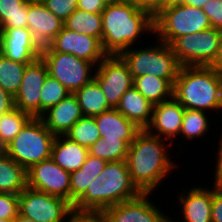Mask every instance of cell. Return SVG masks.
I'll return each instance as SVG.
<instances>
[{"mask_svg":"<svg viewBox=\"0 0 222 222\" xmlns=\"http://www.w3.org/2000/svg\"><path fill=\"white\" fill-rule=\"evenodd\" d=\"M41 51L28 28L0 29V53L5 57L31 64L41 58Z\"/></svg>","mask_w":222,"mask_h":222,"instance_id":"cell-17","label":"cell"},{"mask_svg":"<svg viewBox=\"0 0 222 222\" xmlns=\"http://www.w3.org/2000/svg\"><path fill=\"white\" fill-rule=\"evenodd\" d=\"M29 1H31V2H44L45 0H29Z\"/></svg>","mask_w":222,"mask_h":222,"instance_id":"cell-53","label":"cell"},{"mask_svg":"<svg viewBox=\"0 0 222 222\" xmlns=\"http://www.w3.org/2000/svg\"><path fill=\"white\" fill-rule=\"evenodd\" d=\"M101 15V43L107 55H120L133 45L143 44L140 40L147 34L154 37V15L139 5L116 2L105 6Z\"/></svg>","mask_w":222,"mask_h":222,"instance_id":"cell-2","label":"cell"},{"mask_svg":"<svg viewBox=\"0 0 222 222\" xmlns=\"http://www.w3.org/2000/svg\"><path fill=\"white\" fill-rule=\"evenodd\" d=\"M42 3L63 22L77 9V0H45Z\"/></svg>","mask_w":222,"mask_h":222,"instance_id":"cell-36","label":"cell"},{"mask_svg":"<svg viewBox=\"0 0 222 222\" xmlns=\"http://www.w3.org/2000/svg\"><path fill=\"white\" fill-rule=\"evenodd\" d=\"M41 58L47 64L48 73L70 92L74 93L94 78L96 66L72 54L42 48Z\"/></svg>","mask_w":222,"mask_h":222,"instance_id":"cell-9","label":"cell"},{"mask_svg":"<svg viewBox=\"0 0 222 222\" xmlns=\"http://www.w3.org/2000/svg\"><path fill=\"white\" fill-rule=\"evenodd\" d=\"M212 67H215L220 73H222V35L219 42L216 62Z\"/></svg>","mask_w":222,"mask_h":222,"instance_id":"cell-45","label":"cell"},{"mask_svg":"<svg viewBox=\"0 0 222 222\" xmlns=\"http://www.w3.org/2000/svg\"><path fill=\"white\" fill-rule=\"evenodd\" d=\"M102 15L76 9L64 22V27L74 32L102 41Z\"/></svg>","mask_w":222,"mask_h":222,"instance_id":"cell-29","label":"cell"},{"mask_svg":"<svg viewBox=\"0 0 222 222\" xmlns=\"http://www.w3.org/2000/svg\"><path fill=\"white\" fill-rule=\"evenodd\" d=\"M202 10L207 15L211 27L222 30V0H208Z\"/></svg>","mask_w":222,"mask_h":222,"instance_id":"cell-38","label":"cell"},{"mask_svg":"<svg viewBox=\"0 0 222 222\" xmlns=\"http://www.w3.org/2000/svg\"><path fill=\"white\" fill-rule=\"evenodd\" d=\"M70 140L89 148L101 136L95 122V117L83 116L65 134Z\"/></svg>","mask_w":222,"mask_h":222,"instance_id":"cell-34","label":"cell"},{"mask_svg":"<svg viewBox=\"0 0 222 222\" xmlns=\"http://www.w3.org/2000/svg\"><path fill=\"white\" fill-rule=\"evenodd\" d=\"M211 28L202 8L179 5L160 8L154 14V37L171 44L176 38Z\"/></svg>","mask_w":222,"mask_h":222,"instance_id":"cell-7","label":"cell"},{"mask_svg":"<svg viewBox=\"0 0 222 222\" xmlns=\"http://www.w3.org/2000/svg\"><path fill=\"white\" fill-rule=\"evenodd\" d=\"M14 107V97L0 87V116Z\"/></svg>","mask_w":222,"mask_h":222,"instance_id":"cell-43","label":"cell"},{"mask_svg":"<svg viewBox=\"0 0 222 222\" xmlns=\"http://www.w3.org/2000/svg\"><path fill=\"white\" fill-rule=\"evenodd\" d=\"M143 47L133 46L120 54L128 65L132 77L142 75L157 76L167 79L173 86L178 77L181 64L178 62L172 47L157 39ZM142 46V48L140 47Z\"/></svg>","mask_w":222,"mask_h":222,"instance_id":"cell-5","label":"cell"},{"mask_svg":"<svg viewBox=\"0 0 222 222\" xmlns=\"http://www.w3.org/2000/svg\"><path fill=\"white\" fill-rule=\"evenodd\" d=\"M133 86L152 104L156 105L173 97L174 86L157 76L134 77Z\"/></svg>","mask_w":222,"mask_h":222,"instance_id":"cell-28","label":"cell"},{"mask_svg":"<svg viewBox=\"0 0 222 222\" xmlns=\"http://www.w3.org/2000/svg\"><path fill=\"white\" fill-rule=\"evenodd\" d=\"M208 0H185L184 4L192 7L202 8Z\"/></svg>","mask_w":222,"mask_h":222,"instance_id":"cell-47","label":"cell"},{"mask_svg":"<svg viewBox=\"0 0 222 222\" xmlns=\"http://www.w3.org/2000/svg\"><path fill=\"white\" fill-rule=\"evenodd\" d=\"M185 0H164L161 8H170L173 6L184 5Z\"/></svg>","mask_w":222,"mask_h":222,"instance_id":"cell-46","label":"cell"},{"mask_svg":"<svg viewBox=\"0 0 222 222\" xmlns=\"http://www.w3.org/2000/svg\"><path fill=\"white\" fill-rule=\"evenodd\" d=\"M94 117L103 140H124L130 145L134 141L136 134L141 130L116 108L104 111Z\"/></svg>","mask_w":222,"mask_h":222,"instance_id":"cell-21","label":"cell"},{"mask_svg":"<svg viewBox=\"0 0 222 222\" xmlns=\"http://www.w3.org/2000/svg\"><path fill=\"white\" fill-rule=\"evenodd\" d=\"M48 47L54 52L72 54L79 59L93 63L96 67L107 56L99 39L74 32L65 27Z\"/></svg>","mask_w":222,"mask_h":222,"instance_id":"cell-15","label":"cell"},{"mask_svg":"<svg viewBox=\"0 0 222 222\" xmlns=\"http://www.w3.org/2000/svg\"><path fill=\"white\" fill-rule=\"evenodd\" d=\"M68 222H109L103 211H81L73 209Z\"/></svg>","mask_w":222,"mask_h":222,"instance_id":"cell-39","label":"cell"},{"mask_svg":"<svg viewBox=\"0 0 222 222\" xmlns=\"http://www.w3.org/2000/svg\"><path fill=\"white\" fill-rule=\"evenodd\" d=\"M116 2L131 3V4H136L140 6V0H116Z\"/></svg>","mask_w":222,"mask_h":222,"instance_id":"cell-50","label":"cell"},{"mask_svg":"<svg viewBox=\"0 0 222 222\" xmlns=\"http://www.w3.org/2000/svg\"><path fill=\"white\" fill-rule=\"evenodd\" d=\"M27 187V170L7 154L0 156V192L19 195Z\"/></svg>","mask_w":222,"mask_h":222,"instance_id":"cell-26","label":"cell"},{"mask_svg":"<svg viewBox=\"0 0 222 222\" xmlns=\"http://www.w3.org/2000/svg\"><path fill=\"white\" fill-rule=\"evenodd\" d=\"M55 137L40 117H32L7 145V155L28 170L51 158Z\"/></svg>","mask_w":222,"mask_h":222,"instance_id":"cell-6","label":"cell"},{"mask_svg":"<svg viewBox=\"0 0 222 222\" xmlns=\"http://www.w3.org/2000/svg\"><path fill=\"white\" fill-rule=\"evenodd\" d=\"M27 186L70 202V173L52 158L43 160L27 170Z\"/></svg>","mask_w":222,"mask_h":222,"instance_id":"cell-13","label":"cell"},{"mask_svg":"<svg viewBox=\"0 0 222 222\" xmlns=\"http://www.w3.org/2000/svg\"><path fill=\"white\" fill-rule=\"evenodd\" d=\"M88 154L87 147L79 145L65 135L56 136L52 144L51 158L69 173L78 170Z\"/></svg>","mask_w":222,"mask_h":222,"instance_id":"cell-23","label":"cell"},{"mask_svg":"<svg viewBox=\"0 0 222 222\" xmlns=\"http://www.w3.org/2000/svg\"><path fill=\"white\" fill-rule=\"evenodd\" d=\"M49 75L47 64L42 58L26 67L20 88L14 96L15 107L32 117L41 116V91Z\"/></svg>","mask_w":222,"mask_h":222,"instance_id":"cell-14","label":"cell"},{"mask_svg":"<svg viewBox=\"0 0 222 222\" xmlns=\"http://www.w3.org/2000/svg\"><path fill=\"white\" fill-rule=\"evenodd\" d=\"M27 16V28L41 48L48 46L64 27V22L41 2L28 0Z\"/></svg>","mask_w":222,"mask_h":222,"instance_id":"cell-19","label":"cell"},{"mask_svg":"<svg viewBox=\"0 0 222 222\" xmlns=\"http://www.w3.org/2000/svg\"><path fill=\"white\" fill-rule=\"evenodd\" d=\"M209 114L210 113H207L204 111L190 110V109L185 108L180 134H179V137H177L176 139V141L177 140L180 141L183 138L182 140L183 142L180 141L179 143L176 144V141H175L174 145H178L179 148H181L183 143L185 144L186 142L190 143L193 140L197 142V138L198 139L201 138L202 140H204L205 138L206 140L207 137L205 136H207V134L210 133L209 130L213 132L212 129L214 125L211 126V123L215 120L213 119L215 117H212L213 115L210 116ZM178 138H181V139H178Z\"/></svg>","mask_w":222,"mask_h":222,"instance_id":"cell-25","label":"cell"},{"mask_svg":"<svg viewBox=\"0 0 222 222\" xmlns=\"http://www.w3.org/2000/svg\"><path fill=\"white\" fill-rule=\"evenodd\" d=\"M14 222H36L33 219L24 217L18 213L17 217L14 219Z\"/></svg>","mask_w":222,"mask_h":222,"instance_id":"cell-48","label":"cell"},{"mask_svg":"<svg viewBox=\"0 0 222 222\" xmlns=\"http://www.w3.org/2000/svg\"><path fill=\"white\" fill-rule=\"evenodd\" d=\"M212 222H222V189L212 186V206H211Z\"/></svg>","mask_w":222,"mask_h":222,"instance_id":"cell-41","label":"cell"},{"mask_svg":"<svg viewBox=\"0 0 222 222\" xmlns=\"http://www.w3.org/2000/svg\"><path fill=\"white\" fill-rule=\"evenodd\" d=\"M171 146L169 141L145 129L140 130L129 145L126 158L128 170L132 182L142 193L162 191L159 187L165 186V179H170V174L178 167L182 169L176 160H172L175 155L170 154V150L176 151Z\"/></svg>","mask_w":222,"mask_h":222,"instance_id":"cell-1","label":"cell"},{"mask_svg":"<svg viewBox=\"0 0 222 222\" xmlns=\"http://www.w3.org/2000/svg\"><path fill=\"white\" fill-rule=\"evenodd\" d=\"M94 79L112 108L118 106L121 96L134 84L128 65L120 55H107L96 67Z\"/></svg>","mask_w":222,"mask_h":222,"instance_id":"cell-11","label":"cell"},{"mask_svg":"<svg viewBox=\"0 0 222 222\" xmlns=\"http://www.w3.org/2000/svg\"><path fill=\"white\" fill-rule=\"evenodd\" d=\"M163 2L164 0H140V7L154 15L163 6Z\"/></svg>","mask_w":222,"mask_h":222,"instance_id":"cell-44","label":"cell"},{"mask_svg":"<svg viewBox=\"0 0 222 222\" xmlns=\"http://www.w3.org/2000/svg\"><path fill=\"white\" fill-rule=\"evenodd\" d=\"M0 222H14V219H0Z\"/></svg>","mask_w":222,"mask_h":222,"instance_id":"cell-52","label":"cell"},{"mask_svg":"<svg viewBox=\"0 0 222 222\" xmlns=\"http://www.w3.org/2000/svg\"><path fill=\"white\" fill-rule=\"evenodd\" d=\"M73 94L78 100L83 116L94 117L112 109L101 87L94 78Z\"/></svg>","mask_w":222,"mask_h":222,"instance_id":"cell-27","label":"cell"},{"mask_svg":"<svg viewBox=\"0 0 222 222\" xmlns=\"http://www.w3.org/2000/svg\"><path fill=\"white\" fill-rule=\"evenodd\" d=\"M206 185V186H205ZM204 186H190L189 189L182 188L178 191V195H175L177 202L176 207L180 208L177 215L180 217L171 216V222H212L211 220V206H212V186L205 184ZM209 188H208V187ZM211 186V187H210ZM187 190V191H186ZM183 191V192H182ZM179 198V199H178ZM181 209V210H180ZM182 214V215H181ZM176 219V218H181Z\"/></svg>","mask_w":222,"mask_h":222,"instance_id":"cell-16","label":"cell"},{"mask_svg":"<svg viewBox=\"0 0 222 222\" xmlns=\"http://www.w3.org/2000/svg\"><path fill=\"white\" fill-rule=\"evenodd\" d=\"M82 117L81 107L73 93L40 116L46 128L55 136L65 135Z\"/></svg>","mask_w":222,"mask_h":222,"instance_id":"cell-20","label":"cell"},{"mask_svg":"<svg viewBox=\"0 0 222 222\" xmlns=\"http://www.w3.org/2000/svg\"><path fill=\"white\" fill-rule=\"evenodd\" d=\"M69 94L62 83L48 75L41 91V115Z\"/></svg>","mask_w":222,"mask_h":222,"instance_id":"cell-35","label":"cell"},{"mask_svg":"<svg viewBox=\"0 0 222 222\" xmlns=\"http://www.w3.org/2000/svg\"><path fill=\"white\" fill-rule=\"evenodd\" d=\"M19 196L0 192V219H15L19 213Z\"/></svg>","mask_w":222,"mask_h":222,"instance_id":"cell-37","label":"cell"},{"mask_svg":"<svg viewBox=\"0 0 222 222\" xmlns=\"http://www.w3.org/2000/svg\"><path fill=\"white\" fill-rule=\"evenodd\" d=\"M141 194L132 182L126 160L108 162L89 184L86 192L73 204V209L104 211L120 202L136 199Z\"/></svg>","mask_w":222,"mask_h":222,"instance_id":"cell-4","label":"cell"},{"mask_svg":"<svg viewBox=\"0 0 222 222\" xmlns=\"http://www.w3.org/2000/svg\"><path fill=\"white\" fill-rule=\"evenodd\" d=\"M129 145L124 140H103L100 137L88 148L91 156L104 159L107 162L125 161Z\"/></svg>","mask_w":222,"mask_h":222,"instance_id":"cell-32","label":"cell"},{"mask_svg":"<svg viewBox=\"0 0 222 222\" xmlns=\"http://www.w3.org/2000/svg\"><path fill=\"white\" fill-rule=\"evenodd\" d=\"M7 154V146L6 144L0 139V156Z\"/></svg>","mask_w":222,"mask_h":222,"instance_id":"cell-49","label":"cell"},{"mask_svg":"<svg viewBox=\"0 0 222 222\" xmlns=\"http://www.w3.org/2000/svg\"><path fill=\"white\" fill-rule=\"evenodd\" d=\"M28 0H0V29L27 28Z\"/></svg>","mask_w":222,"mask_h":222,"instance_id":"cell-30","label":"cell"},{"mask_svg":"<svg viewBox=\"0 0 222 222\" xmlns=\"http://www.w3.org/2000/svg\"><path fill=\"white\" fill-rule=\"evenodd\" d=\"M155 193H142L138 198L120 202L103 212L109 222H171V215L150 199ZM163 210L165 212H163ZM167 213V215H166Z\"/></svg>","mask_w":222,"mask_h":222,"instance_id":"cell-12","label":"cell"},{"mask_svg":"<svg viewBox=\"0 0 222 222\" xmlns=\"http://www.w3.org/2000/svg\"><path fill=\"white\" fill-rule=\"evenodd\" d=\"M32 118L29 113L17 107L0 116V139L6 146L16 137L25 124Z\"/></svg>","mask_w":222,"mask_h":222,"instance_id":"cell-33","label":"cell"},{"mask_svg":"<svg viewBox=\"0 0 222 222\" xmlns=\"http://www.w3.org/2000/svg\"><path fill=\"white\" fill-rule=\"evenodd\" d=\"M116 109L143 130L151 121L153 105L132 86L121 96Z\"/></svg>","mask_w":222,"mask_h":222,"instance_id":"cell-22","label":"cell"},{"mask_svg":"<svg viewBox=\"0 0 222 222\" xmlns=\"http://www.w3.org/2000/svg\"><path fill=\"white\" fill-rule=\"evenodd\" d=\"M104 6L116 3V0H100Z\"/></svg>","mask_w":222,"mask_h":222,"instance_id":"cell-51","label":"cell"},{"mask_svg":"<svg viewBox=\"0 0 222 222\" xmlns=\"http://www.w3.org/2000/svg\"><path fill=\"white\" fill-rule=\"evenodd\" d=\"M28 65L15 62L0 53V87L14 97L20 88Z\"/></svg>","mask_w":222,"mask_h":222,"instance_id":"cell-31","label":"cell"},{"mask_svg":"<svg viewBox=\"0 0 222 222\" xmlns=\"http://www.w3.org/2000/svg\"><path fill=\"white\" fill-rule=\"evenodd\" d=\"M184 112L185 108L174 97L153 105L152 118L145 130L174 145L180 134Z\"/></svg>","mask_w":222,"mask_h":222,"instance_id":"cell-18","label":"cell"},{"mask_svg":"<svg viewBox=\"0 0 222 222\" xmlns=\"http://www.w3.org/2000/svg\"><path fill=\"white\" fill-rule=\"evenodd\" d=\"M105 6L100 0H77V9L86 11L88 13H100Z\"/></svg>","mask_w":222,"mask_h":222,"instance_id":"cell-42","label":"cell"},{"mask_svg":"<svg viewBox=\"0 0 222 222\" xmlns=\"http://www.w3.org/2000/svg\"><path fill=\"white\" fill-rule=\"evenodd\" d=\"M222 30L213 27L176 38L170 46L181 66L212 67L217 58Z\"/></svg>","mask_w":222,"mask_h":222,"instance_id":"cell-8","label":"cell"},{"mask_svg":"<svg viewBox=\"0 0 222 222\" xmlns=\"http://www.w3.org/2000/svg\"><path fill=\"white\" fill-rule=\"evenodd\" d=\"M18 196L19 214L36 222H68L73 210L69 201L28 186Z\"/></svg>","mask_w":222,"mask_h":222,"instance_id":"cell-10","label":"cell"},{"mask_svg":"<svg viewBox=\"0 0 222 222\" xmlns=\"http://www.w3.org/2000/svg\"><path fill=\"white\" fill-rule=\"evenodd\" d=\"M219 135H218V140H217L218 142H216L217 145L219 144L216 147L218 148L216 149L217 152H215L216 157L215 159L213 158V160H215L216 163L214 165L215 168H212V169H214L215 171L213 170L211 172H214V174H212L214 176L213 177L214 181L212 180V182L214 183H212V185L217 189H222V135L221 134Z\"/></svg>","mask_w":222,"mask_h":222,"instance_id":"cell-40","label":"cell"},{"mask_svg":"<svg viewBox=\"0 0 222 222\" xmlns=\"http://www.w3.org/2000/svg\"><path fill=\"white\" fill-rule=\"evenodd\" d=\"M173 97L186 109L210 115L216 113L215 117H221L222 73L215 67L182 66L174 84Z\"/></svg>","mask_w":222,"mask_h":222,"instance_id":"cell-3","label":"cell"},{"mask_svg":"<svg viewBox=\"0 0 222 222\" xmlns=\"http://www.w3.org/2000/svg\"><path fill=\"white\" fill-rule=\"evenodd\" d=\"M108 162L90 154L84 164L70 173V203L73 205L87 190L89 184L103 171Z\"/></svg>","mask_w":222,"mask_h":222,"instance_id":"cell-24","label":"cell"}]
</instances>
